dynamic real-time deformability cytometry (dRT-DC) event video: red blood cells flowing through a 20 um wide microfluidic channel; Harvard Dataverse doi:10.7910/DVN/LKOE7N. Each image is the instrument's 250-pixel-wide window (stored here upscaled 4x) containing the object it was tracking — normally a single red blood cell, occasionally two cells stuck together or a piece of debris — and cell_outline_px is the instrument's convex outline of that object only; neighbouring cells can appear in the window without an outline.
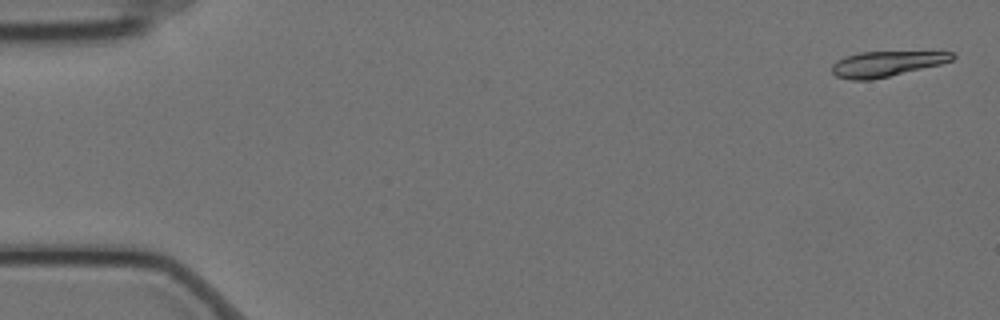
{"species": "Egyptian fruit bat (a non-hibernating species)", "species_latin": "Rousettus aegyptiacus", "temperature_condition": "cold", "stored_images_in_passage": 7, "camera_frame_rate_fps": 3000, "um_per_image_px": 0.085, "animal": {"sex": "female"}, "frame": {"image": 1, "passage_image": 1, "time_ms": 0.0, "image_size_px": [1000, 320], "cell_outline_px": [[956, 56], [952, 60], [940, 64], [872, 80], [852, 80], [836, 76], [832, 72], [832, 64], [836, 60], [860, 52], [956, 52]], "centroid_in_image_um": [75.33, 5.43], "position_along_channel_um": 9.7, "area_um2": 17.57}}
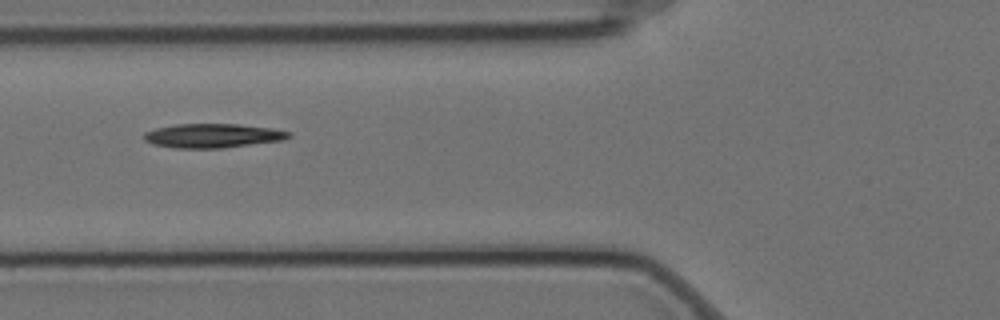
{"frame": {"image": 2, "passage_image": 6, "time_ms": 1.667, "image_size_px": [1000, 320], "cell_outline_px": [[292, 136], [284, 140], [224, 148], [176, 148], [152, 144], [144, 140], [144, 132], [156, 128], [176, 124], [240, 124], [272, 128], [292, 132]], "centroid_in_image_um": [18.11, 11.53], "position_along_channel_um": 107.7, "area_um2": 20.52}}
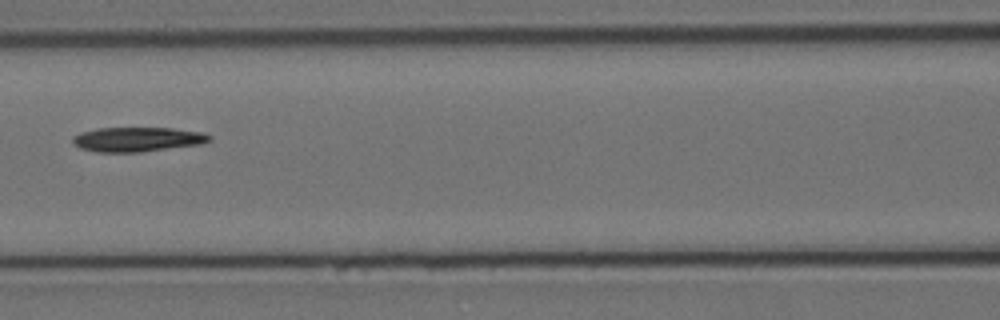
{"frame": {"image": 3, "passage_image": 7, "time_ms": 2.0, "image_size_px": [1000, 320], "cell_outline_px": [[212, 140], [204, 144], [140, 152], [96, 152], [80, 148], [72, 144], [72, 136], [80, 132], [96, 128], [172, 128], [204, 132], [212, 136]], "centroid_in_image_um": [11.69, 11.84], "position_along_channel_um": 154.9, "area_um2": 19.88}}